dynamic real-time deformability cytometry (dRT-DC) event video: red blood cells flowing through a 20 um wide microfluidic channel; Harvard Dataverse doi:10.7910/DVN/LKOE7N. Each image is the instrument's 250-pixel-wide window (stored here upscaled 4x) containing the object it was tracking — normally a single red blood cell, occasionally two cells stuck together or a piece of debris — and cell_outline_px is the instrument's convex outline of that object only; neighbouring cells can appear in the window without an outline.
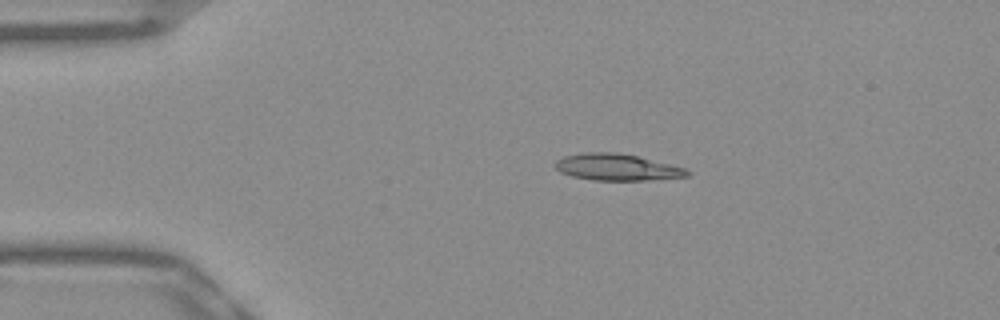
{"species": "Egyptian fruit bat (a non-hibernating species)", "species_latin": "Rousettus aegyptiacus", "temperature_condition": "warm", "stored_images_in_passage": 42, "camera_frame_rate_fps": 3000, "um_per_image_px": 0.085, "frame": {"image": 1, "passage_image": 1, "time_ms": 0.0, "image_size_px": [1000, 320], "cell_outline_px": [[692, 172], [688, 176], [644, 180], [592, 180], [572, 176], [560, 172], [552, 164], [556, 160], [564, 156], [588, 152], [612, 152], [636, 156], [684, 168]], "centroid_in_image_um": [52.38, 14.21], "position_along_channel_um": 32.6, "area_um2": 20.17}}
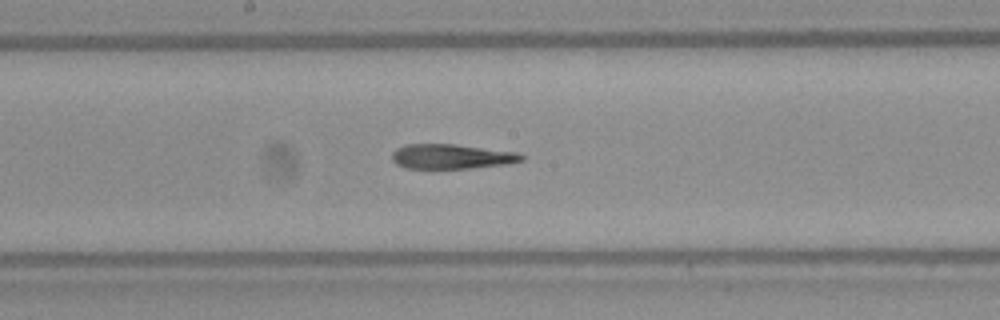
{"frame": {"image": 2, "passage_image": 18, "time_ms": 5.667, "image_size_px": [1000, 320], "cell_outline_px": [[524, 160], [508, 164], [472, 168], [404, 168], [396, 164], [392, 160], [392, 152], [396, 148], [404, 144], [456, 144], [516, 152], [524, 156]], "centroid_in_image_um": [38.36, 13.3], "position_along_channel_um": 209.8, "area_um2": 18.79}}
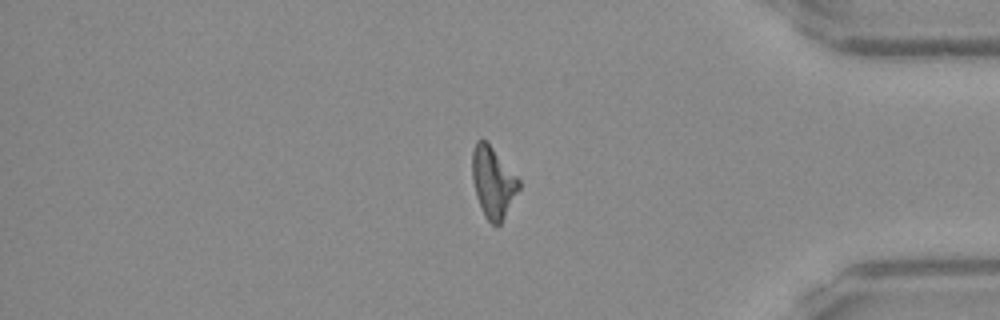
{"frame": {"image": 3, "passage_image": 34, "time_ms": 11.0, "image_size_px": [1000, 320], "cell_outline_px": [[520, 188], [500, 224], [496, 228], [484, 216], [476, 196], [472, 180], [472, 152], [476, 140], [484, 140], [492, 148], [520, 180]], "centroid_in_image_um": [41.89, 15.53], "position_along_channel_um": 393.3, "area_um2": 19.07}, "authors_computed_cell_mechanics": {"area_um2": 19.7676, "velocity_mm_per_s": 3.9327, "shape_relaxation_time_tau1_ms": null, "shape_relaxation_time_tau2_ms": 5.0364, "deformation_change_tau1": null, "deformation_change_tau2": 0.165}}